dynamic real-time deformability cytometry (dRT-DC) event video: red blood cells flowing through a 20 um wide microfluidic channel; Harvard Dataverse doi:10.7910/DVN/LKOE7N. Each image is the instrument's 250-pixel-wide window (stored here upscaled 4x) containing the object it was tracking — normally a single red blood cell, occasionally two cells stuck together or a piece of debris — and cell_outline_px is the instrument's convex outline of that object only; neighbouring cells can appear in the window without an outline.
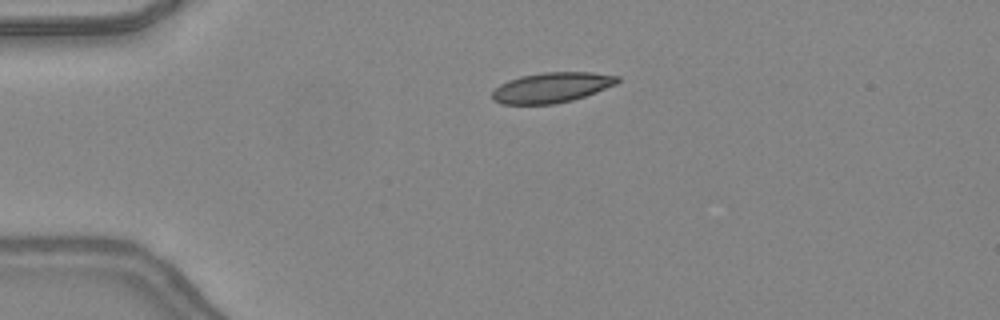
{"species": "common noctule bat (a hibernating species)", "species_latin": "Nyctalus noctula", "temperature_condition": "warm", "stored_images_in_passage": 37, "camera_frame_rate_fps": 3000, "um_per_image_px": 0.085, "animal": {"sex": "female", "body_mass_g": 24.6, "forearm_length_mm": 56.2}, "frame": {"image": 1, "passage_image": 1, "time_ms": 0.0, "image_size_px": [1000, 320], "cell_outline_px": [[620, 80], [616, 84], [596, 92], [572, 100], [556, 104], [500, 104], [492, 100], [492, 92], [500, 84], [508, 80], [520, 76], [544, 72], [592, 72], [620, 76]], "centroid_in_image_um": [46.88, 7.44], "position_along_channel_um": 38.1, "area_um2": 22.14}}
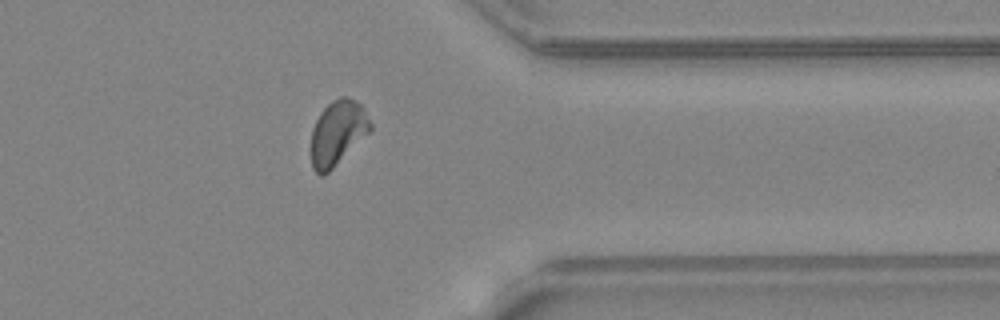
{"frame": {"image": 2, "passage_image": 28, "time_ms": 9.0, "image_size_px": [1000, 320], "cell_outline_px": [[372, 128], [324, 176], [320, 176], [312, 168], [312, 128], [320, 112], [332, 100], [340, 96], [348, 96], [356, 100], [364, 108], [372, 124]], "centroid_in_image_um": [28.69, 11.25], "position_along_channel_um": 382.7, "area_um2": 22.02}}
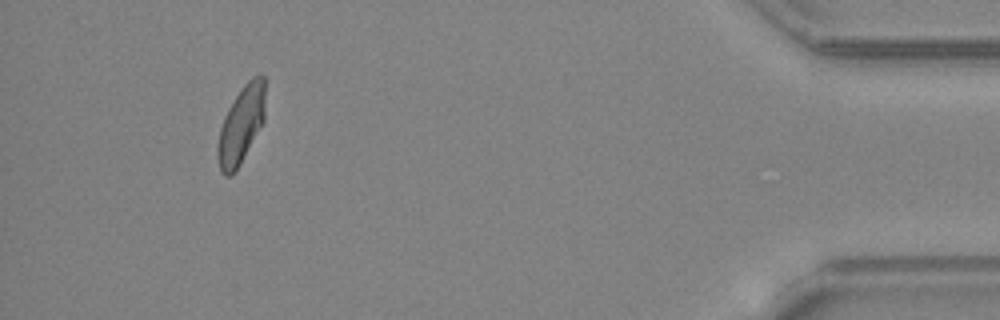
{"frame": {"image": 3, "passage_image": 34, "time_ms": 11.0, "image_size_px": [1000, 320], "cell_outline_px": [[264, 120], [240, 164], [228, 176], [224, 176], [220, 172], [216, 156], [216, 148], [220, 128], [224, 116], [228, 108], [240, 88], [252, 76], [264, 76]], "centroid_in_image_um": [20.46, 10.62], "position_along_channel_um": 414.7, "area_um2": 21.27}, "authors_computed_cell_mechanics": {"area_um2": 22.0218, "velocity_mm_per_s": 4.3724, "shape_relaxation_time_tau1_ms": 8.55, "shape_relaxation_time_tau2_ms": 0.742, "deformation_change_tau1": 0.2084, "deformation_change_tau2": 0.0495}}